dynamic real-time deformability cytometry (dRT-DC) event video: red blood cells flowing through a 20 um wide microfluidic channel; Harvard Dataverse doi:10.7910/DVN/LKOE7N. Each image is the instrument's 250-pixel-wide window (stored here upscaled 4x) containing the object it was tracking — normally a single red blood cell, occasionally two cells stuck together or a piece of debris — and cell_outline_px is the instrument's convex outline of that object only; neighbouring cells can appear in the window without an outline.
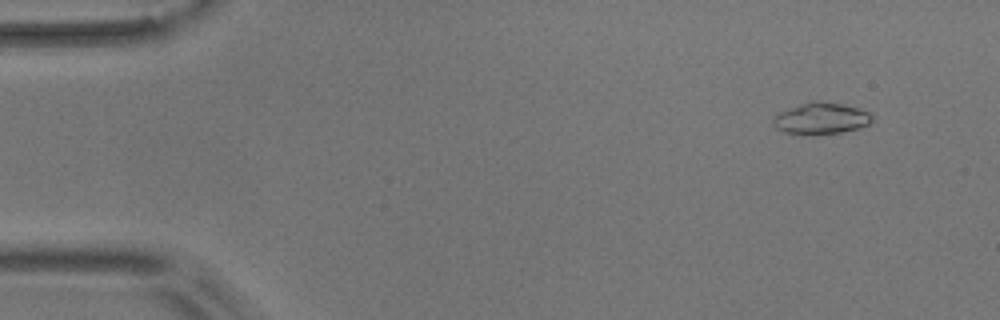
{"species": "common noctule bat (a hibernating species)", "species_latin": "Nyctalus noctula", "temperature_condition": "room temperature", "stored_images_in_passage": 4, "camera_frame_rate_fps": 3000, "um_per_image_px": 0.085, "animal": {"sex": "male", "body_mass_g": 17.9}, "frame": {"image": 1, "passage_image": 1, "time_ms": 0.0, "image_size_px": [1000, 320], "cell_outline_px": [[872, 120], [868, 124], [856, 128], [840, 132], [784, 132], [776, 128], [772, 124], [772, 120], [780, 112], [816, 100], [820, 100], [840, 104], [856, 108], [868, 112], [872, 116]], "centroid_in_image_um": [69.79, 10.03], "position_along_channel_um": 15.2, "area_um2": 17.05}}